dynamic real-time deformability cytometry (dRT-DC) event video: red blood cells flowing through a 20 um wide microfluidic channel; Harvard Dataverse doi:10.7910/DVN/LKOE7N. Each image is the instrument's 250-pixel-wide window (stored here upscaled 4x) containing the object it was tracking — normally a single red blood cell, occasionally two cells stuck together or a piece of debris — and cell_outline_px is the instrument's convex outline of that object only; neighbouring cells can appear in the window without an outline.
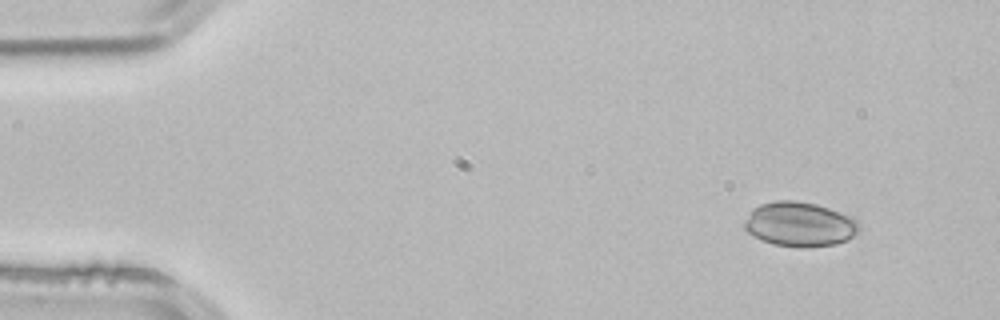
{"species": "common noctule bat (a hibernating species)", "species_latin": "Nyctalus noctula", "temperature_condition": "room temperature", "stored_images_in_passage": 3, "camera_frame_rate_fps": 3000, "um_per_image_px": 0.085, "animal": {"sex": "male", "body_mass_g": 21.5, "forearm_length_mm": 52.0}, "frame": {"image": 1, "passage_image": 1, "time_ms": 0.0, "image_size_px": [1000, 320], "cell_outline_px": [[856, 232], [848, 240], [836, 244], [772, 244], [748, 232], [744, 228], [744, 224], [752, 208], [760, 204], [776, 200], [796, 200], [816, 204], [852, 216], [856, 220]], "centroid_in_image_um": [67.94, 19.0], "position_along_channel_um": 17.1, "area_um2": 28.61}}
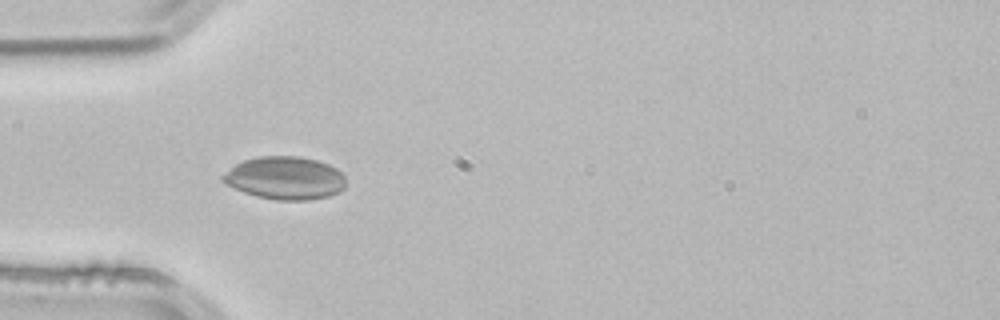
{"frame": {"image": 2, "passage_image": 3, "time_ms": 0.667, "image_size_px": [1000, 320], "cell_outline_px": [[344, 188], [340, 192], [328, 196], [308, 200], [276, 200], [256, 196], [244, 192], [220, 180], [220, 176], [236, 164], [244, 160], [260, 156], [300, 156], [316, 160], [328, 164], [336, 168], [344, 176]], "centroid_in_image_um": [24.23, 15.13], "position_along_channel_um": 60.8, "area_um2": 30.63}}